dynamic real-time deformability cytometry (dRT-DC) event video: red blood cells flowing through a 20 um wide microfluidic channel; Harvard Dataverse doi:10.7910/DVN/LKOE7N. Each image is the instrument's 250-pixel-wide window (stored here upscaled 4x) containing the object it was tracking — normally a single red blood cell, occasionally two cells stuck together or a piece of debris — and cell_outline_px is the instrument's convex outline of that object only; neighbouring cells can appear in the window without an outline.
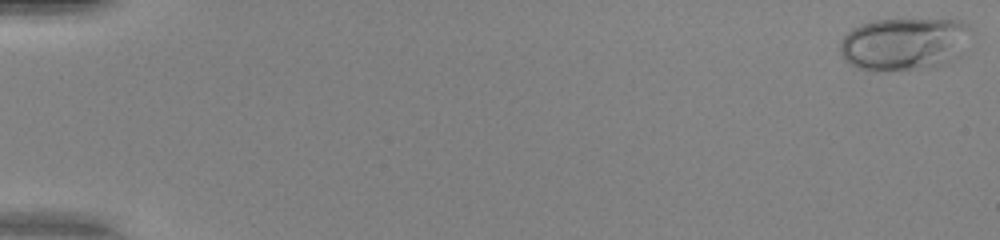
{"species": "human", "species_latin": "Homo sapiens", "temperature_condition": "warm", "stored_images_in_passage": 51, "camera_frame_rate_fps": 3000, "um_per_image_px": 0.085, "donor": {"sex": "female"}, "frame": {"image": 1, "passage_image": 2, "time_ms": 0.333, "image_size_px": [1000, 240], "cell_outline_px": [[968, 24], [960, 56], [944, 64], [932, 68], [860, 68], [852, 64], [840, 52], [840, 40], [852, 28], [860, 24], [872, 20], [960, 20]], "centroid_in_image_um": [76.83, 3.7], "position_along_channel_um": 8.2, "area_um2": 38.84}}
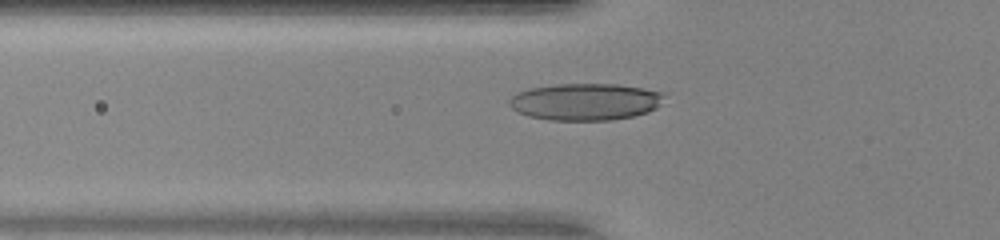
{"frame": {"image": 2, "passage_image": 20, "time_ms": 6.333, "image_size_px": [1000, 240], "cell_outline_px": [[664, 96], [656, 108], [648, 112], [632, 116], [612, 120], [548, 120], [528, 116], [512, 108], [508, 104], [508, 100], [516, 92], [528, 88], [556, 84], [616, 84], [644, 88], [664, 92]], "centroid_in_image_um": [49.73, 8.64], "position_along_channel_um": 76.1, "area_um2": 33.47}}
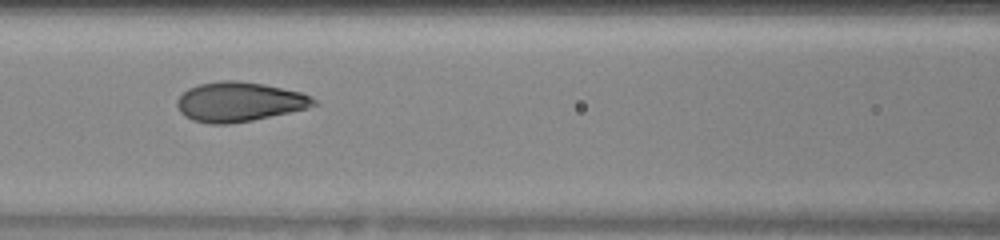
{"frame": {"image": 3, "passage_image": 25, "time_ms": 8.0, "image_size_px": [1000, 240], "cell_outline_px": [[320, 104], [308, 108], [252, 120], [228, 124], [208, 124], [192, 120], [184, 116], [180, 112], [176, 104], [176, 100], [188, 88], [200, 84], [224, 80], [236, 80], [264, 84], [300, 92], [312, 96]], "centroid_in_image_um": [20.34, 8.66], "position_along_channel_um": 146.3, "area_um2": 31.56}, "authors_computed_cell_mechanics": {"area_um2": 31.501, "velocity_mm_per_s": 4.191, "shape_relaxation_time_tau1_ms": 4.7116, "shape_relaxation_time_tau2_ms": null, "deformation_change_tau1": 0.2212, "deformation_change_tau2": null}}